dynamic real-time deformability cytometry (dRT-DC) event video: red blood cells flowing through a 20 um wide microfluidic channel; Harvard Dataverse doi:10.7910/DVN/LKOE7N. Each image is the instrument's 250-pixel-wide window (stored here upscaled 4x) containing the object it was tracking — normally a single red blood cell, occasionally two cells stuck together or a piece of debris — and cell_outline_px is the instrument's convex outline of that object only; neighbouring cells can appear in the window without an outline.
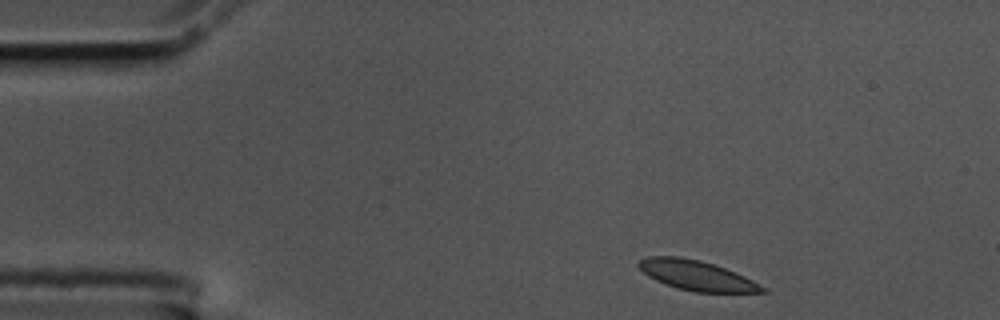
{"species": "common noctule bat (a hibernating species)", "species_latin": "Nyctalus noctula", "temperature_condition": "cold", "stored_images_in_passage": 3, "camera_frame_rate_fps": 3000, "um_per_image_px": 0.085, "animal": {"sex": "male", "body_mass_g": 17.5, "forearm_length_mm": 52.3}, "frame": {"image": 1, "passage_image": 1, "time_ms": 0.0, "image_size_px": [1000, 320], "cell_outline_px": [[768, 292], [696, 292], [676, 288], [656, 280], [648, 276], [636, 264], [636, 260], [648, 256], [680, 256], [700, 260], [724, 268], [744, 276], [752, 280], [764, 288]], "centroid_in_image_um": [59.14, 23.4], "position_along_channel_um": 25.9, "area_um2": 21.33}}
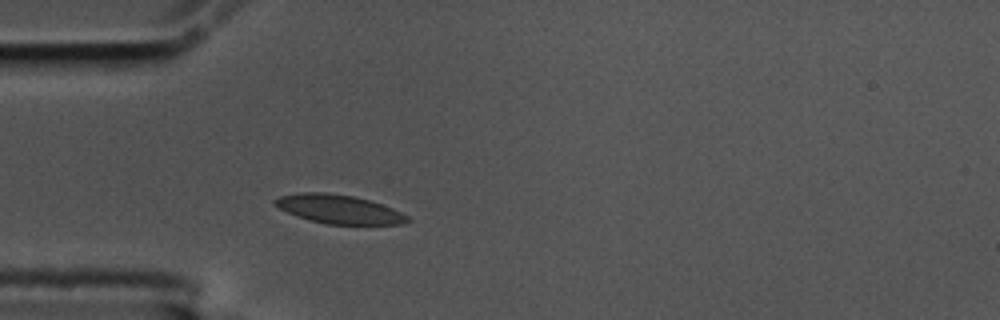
{"frame": {"image": 2, "passage_image": 3, "time_ms": 0.667, "image_size_px": [1000, 320], "cell_outline_px": [[412, 220], [404, 224], [328, 224], [308, 220], [296, 216], [272, 204], [272, 200], [280, 196], [300, 192], [328, 192], [352, 196], [368, 200], [392, 208], [408, 216]], "centroid_in_image_um": [28.78, 17.78], "position_along_channel_um": 56.2, "area_um2": 22.2}}